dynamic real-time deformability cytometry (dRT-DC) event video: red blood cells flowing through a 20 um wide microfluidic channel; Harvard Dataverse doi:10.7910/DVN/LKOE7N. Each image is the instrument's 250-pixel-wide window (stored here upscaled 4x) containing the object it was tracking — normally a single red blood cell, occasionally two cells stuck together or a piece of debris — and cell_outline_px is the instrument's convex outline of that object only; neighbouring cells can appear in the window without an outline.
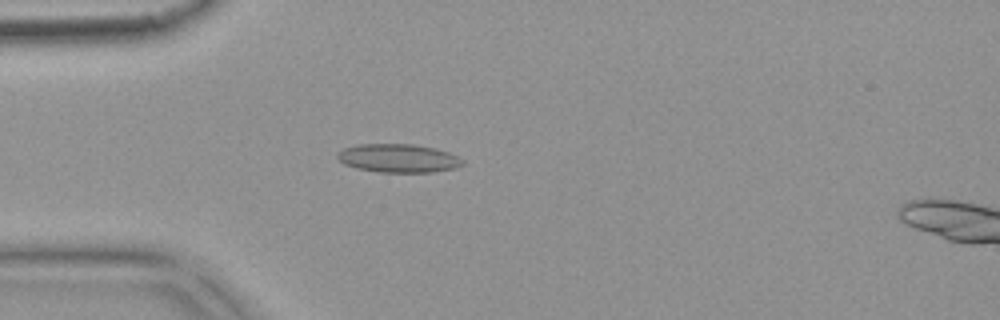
{"species": "common noctule bat (a hibernating species)", "species_latin": "Nyctalus noctula", "temperature_condition": "warm", "stored_images_in_passage": 40, "camera_frame_rate_fps": 3000, "um_per_image_px": 0.085, "animal": {"sex": "female", "body_mass_g": 18.4}, "frame": {"image": 1, "passage_image": 1, "time_ms": 0.0, "image_size_px": [1000, 320], "cell_outline_px": [[464, 164], [456, 168], [432, 172], [380, 172], [356, 168], [344, 164], [336, 156], [344, 148], [356, 144], [412, 144], [436, 148], [448, 152], [464, 160]], "centroid_in_image_um": [33.87, 13.45], "position_along_channel_um": 51.1, "area_um2": 20.75}}
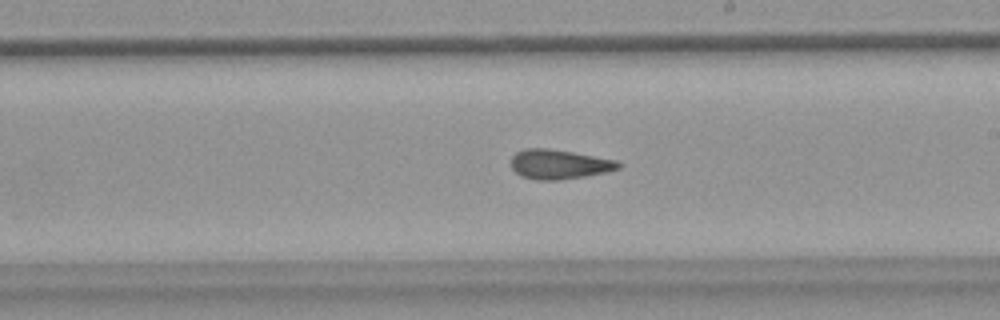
{"frame": {"image": 2, "passage_image": 17, "time_ms": 5.333, "image_size_px": [1000, 320], "cell_outline_px": [[624, 164], [620, 168], [608, 172], [560, 180], [536, 180], [520, 176], [512, 168], [512, 156], [516, 152], [524, 148], [548, 148], [572, 152], [616, 160]], "centroid_in_image_um": [47.54, 13.97], "position_along_channel_um": 241.5, "area_um2": 18.55}}
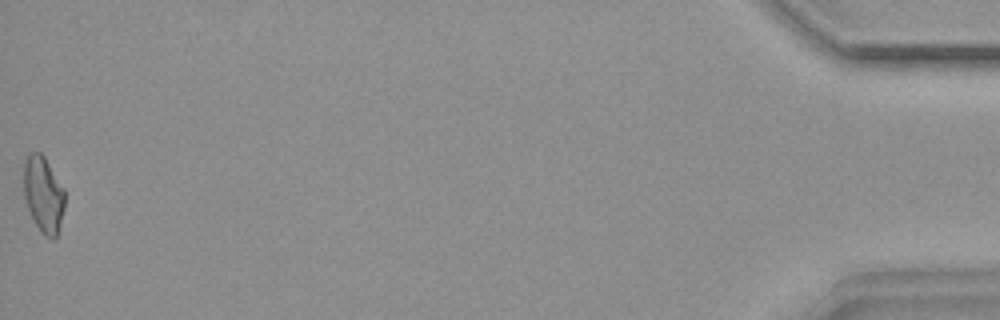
{"frame": {"image": 3, "passage_image": 40, "time_ms": 13.0, "image_size_px": [1000, 320], "cell_outline_px": [[64, 208], [60, 224], [56, 236], [52, 240], [44, 236], [40, 232], [28, 208], [24, 196], [24, 160], [32, 152], [40, 152], [44, 156], [64, 188]], "centroid_in_image_um": [3.69, 16.53], "position_along_channel_um": 431.5, "area_um2": 18.09}, "authors_computed_cell_mechanics": {"area_um2": 18.4671, "velocity_mm_per_s": 3.7647, "shape_relaxation_time_tau1_ms": 10.3724, "shape_relaxation_time_tau2_ms": 2.3483, "deformation_change_tau1": 0.2074, "deformation_change_tau2": 0.1105}}